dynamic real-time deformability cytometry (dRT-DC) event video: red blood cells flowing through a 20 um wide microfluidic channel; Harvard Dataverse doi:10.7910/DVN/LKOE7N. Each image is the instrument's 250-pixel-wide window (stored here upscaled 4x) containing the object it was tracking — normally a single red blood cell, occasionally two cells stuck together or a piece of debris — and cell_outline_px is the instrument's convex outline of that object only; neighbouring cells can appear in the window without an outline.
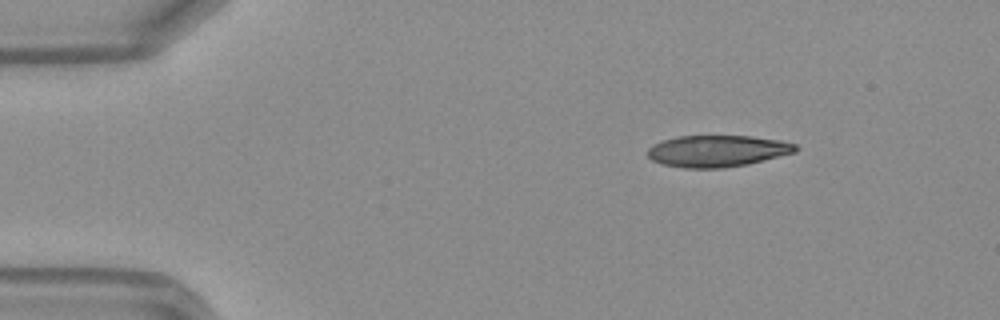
{"species": "Egyptian fruit bat (a non-hibernating species)", "species_latin": "Rousettus aegyptiacus", "temperature_condition": "warm", "stored_images_in_passage": 42, "camera_frame_rate_fps": 3000, "um_per_image_px": 0.085, "frame": {"image": 1, "passage_image": 1, "time_ms": 0.0, "image_size_px": [1000, 320], "cell_outline_px": [[800, 148], [796, 152], [748, 164], [724, 168], [684, 168], [664, 164], [652, 160], [648, 156], [648, 148], [652, 144], [660, 140], [676, 136], [752, 136], [780, 140], [796, 144]], "centroid_in_image_um": [60.98, 12.83], "position_along_channel_um": 24.0, "area_um2": 27.46}}
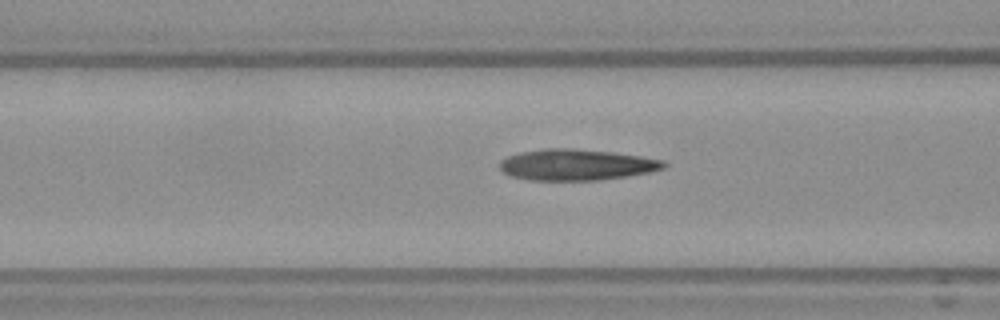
{"frame": {"image": 2, "passage_image": 13, "time_ms": 4.0, "image_size_px": [1000, 320], "cell_outline_px": [[668, 164], [664, 168], [652, 172], [600, 180], [532, 180], [512, 176], [504, 172], [500, 168], [500, 160], [508, 156], [520, 152], [544, 148], [568, 148], [612, 152], [640, 156], [664, 160]], "centroid_in_image_um": [49.02, 14.0], "position_along_channel_um": 117.6, "area_um2": 29.71}}
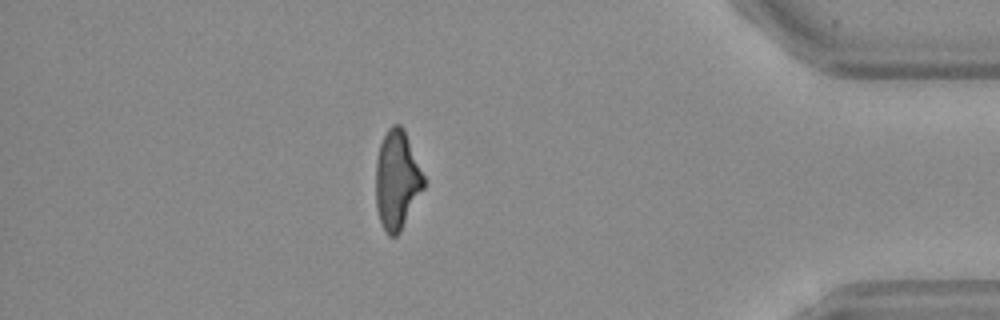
{"frame": {"image": 3, "passage_image": 36, "time_ms": 11.667, "image_size_px": [1000, 320], "cell_outline_px": [[424, 188], [400, 232], [396, 236], [388, 236], [380, 220], [376, 208], [376, 160], [380, 144], [388, 128], [392, 124], [400, 124], [404, 128], [424, 176]], "centroid_in_image_um": [33.74, 15.29], "position_along_channel_um": 401.5, "area_um2": 27.51}, "authors_computed_cell_mechanics": {"area_um2": 28.9289, "velocity_mm_per_s": 4.21, "shape_relaxation_time_tau1_ms": null, "shape_relaxation_time_tau2_ms": 2.5141, "deformation_change_tau1": null, "deformation_change_tau2": 0.1425}}